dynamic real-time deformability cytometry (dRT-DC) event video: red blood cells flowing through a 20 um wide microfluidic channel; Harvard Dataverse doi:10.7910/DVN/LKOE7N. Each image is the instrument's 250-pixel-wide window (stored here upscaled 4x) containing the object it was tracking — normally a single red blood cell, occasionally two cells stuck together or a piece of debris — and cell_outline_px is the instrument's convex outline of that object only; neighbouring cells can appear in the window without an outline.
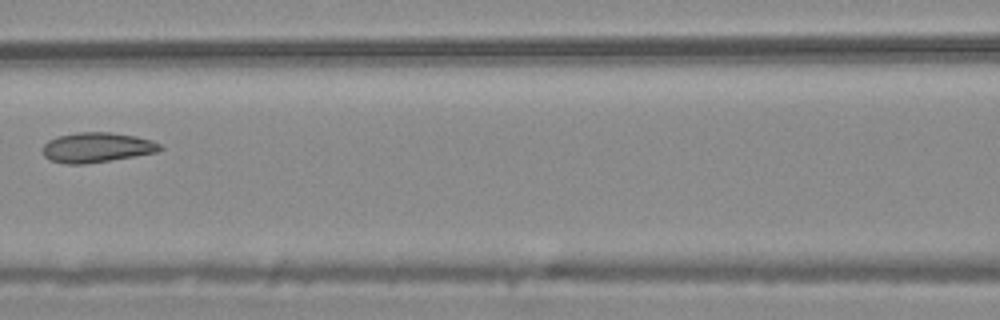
{"species": "common noctule bat (a hibernating species)", "species_latin": "Nyctalus noctula", "temperature_condition": "warm", "stored_images_in_passage": 8, "camera_frame_rate_fps": 3000, "um_per_image_px": 0.085, "animal": {"sex": "male", "body_mass_g": 20.4}, "frame": {"image": 1, "passage_image": 7, "time_ms": 2.0, "image_size_px": [1000, 320], "cell_outline_px": [[164, 148], [156, 152], [136, 156], [84, 164], [64, 164], [48, 160], [44, 156], [40, 148], [48, 140], [56, 136], [76, 132], [108, 132], [136, 136], [152, 140], [160, 144]], "centroid_in_image_um": [8.18, 12.53], "position_along_channel_um": 158.4, "area_um2": 20.75}}
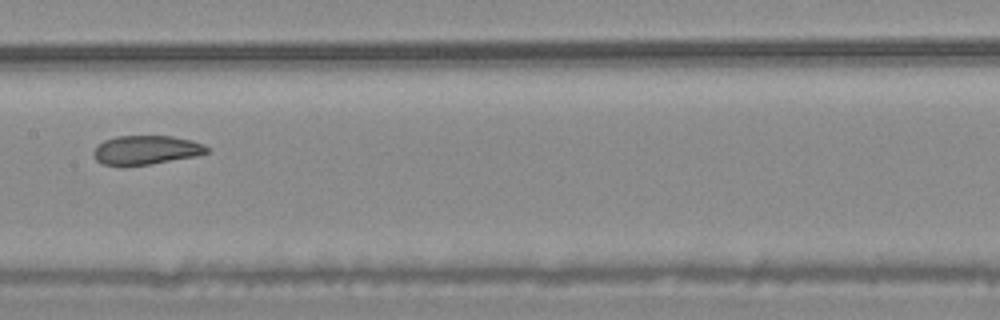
{"frame": {"image": 2, "passage_image": 8, "time_ms": 2.333, "image_size_px": [1000, 320], "cell_outline_px": [[212, 148], [208, 152], [196, 156], [124, 168], [120, 168], [104, 164], [96, 160], [92, 156], [92, 152], [104, 140], [116, 136], [172, 136], [192, 140], [204, 144]], "centroid_in_image_um": [12.4, 12.77], "position_along_channel_um": 195.0, "area_um2": 19.59}}